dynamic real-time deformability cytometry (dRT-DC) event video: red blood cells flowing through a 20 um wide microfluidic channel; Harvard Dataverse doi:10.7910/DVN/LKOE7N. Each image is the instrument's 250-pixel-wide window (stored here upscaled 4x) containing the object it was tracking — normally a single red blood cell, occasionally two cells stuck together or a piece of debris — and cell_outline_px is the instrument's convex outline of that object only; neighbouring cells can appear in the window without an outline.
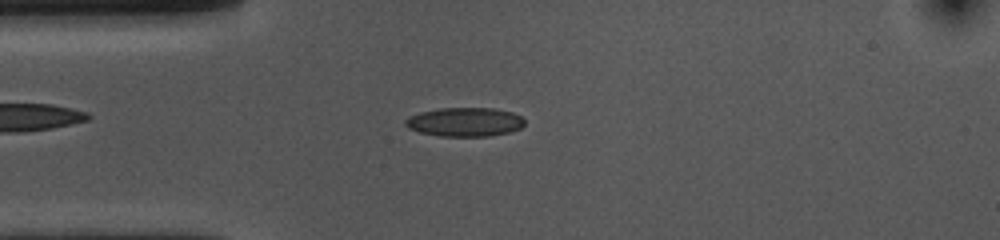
{"species": "common noctule bat (a hibernating species)", "species_latin": "Nyctalus noctula", "temperature_condition": "cold", "stored_images_in_passage": 48, "camera_frame_rate_fps": 3000, "um_per_image_px": 0.085, "animal": {"sex": "female", "body_mass_g": 10.0, "forearm_length_mm": 53.1}, "frame": {"image": 1, "passage_image": 7, "time_ms": 2.0, "image_size_px": [1000, 240], "cell_outline_px": [[524, 124], [520, 128], [508, 132], [488, 136], [440, 136], [420, 132], [408, 128], [404, 124], [404, 120], [408, 116], [420, 112], [440, 108], [496, 108], [512, 112], [520, 116], [524, 120]], "centroid_in_image_um": [39.48, 10.36], "position_along_channel_um": 45.5, "area_um2": 20.11}}
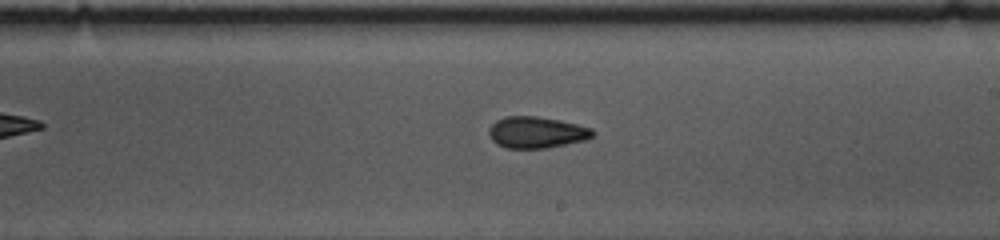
{"frame": {"image": 2, "passage_image": 24, "time_ms": 7.667, "image_size_px": [1000, 240], "cell_outline_px": [[596, 136], [588, 140], [544, 148], [508, 148], [496, 144], [492, 140], [488, 132], [488, 128], [496, 120], [504, 116], [536, 116], [560, 120], [592, 128], [596, 132]], "centroid_in_image_um": [45.63, 11.25], "position_along_channel_um": 243.4, "area_um2": 19.25}}
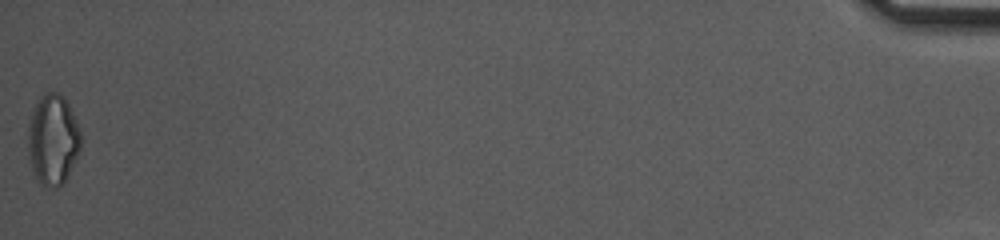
{"frame": {"image": 3, "passage_image": 48, "time_ms": 15.667, "image_size_px": [1000, 240], "cell_outline_px": [[80, 148], [68, 176], [56, 188], [40, 184], [32, 168], [28, 152], [28, 128], [32, 112], [40, 96], [44, 92], [56, 92], [64, 96], [80, 128]], "centroid_in_image_um": [4.49, 11.84], "position_along_channel_um": 430.7, "area_um2": 27.57}, "authors_computed_cell_mechanics": {"area_um2": 19.4208, "velocity_mm_per_s": 3.6533, "shape_relaxation_time_tau1_ms": 5.5119, "shape_relaxation_time_tau2_ms": 3.9234, "deformation_change_tau1": 0.1114, "deformation_change_tau2": 0.0988}}